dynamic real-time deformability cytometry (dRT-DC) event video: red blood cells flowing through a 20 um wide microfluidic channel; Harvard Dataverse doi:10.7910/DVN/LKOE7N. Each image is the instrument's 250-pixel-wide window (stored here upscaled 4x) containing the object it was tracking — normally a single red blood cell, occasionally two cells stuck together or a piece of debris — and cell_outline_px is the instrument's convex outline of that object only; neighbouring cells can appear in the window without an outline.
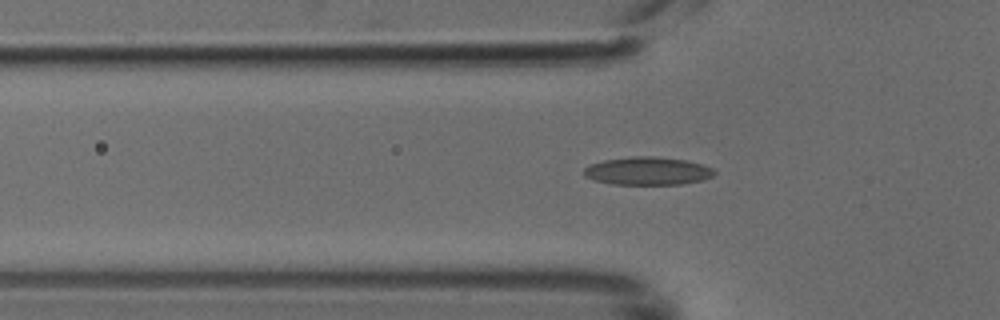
{"species": "common noctule bat (a hibernating species)", "species_latin": "Nyctalus noctula", "temperature_condition": "cold", "stored_images_in_passage": 33, "camera_frame_rate_fps": 3000, "um_per_image_px": 0.085, "animal": {"sex": "male", "body_mass_g": 18.8}, "frame": {"image": 1, "passage_image": 5, "time_ms": 1.333, "image_size_px": [1000, 320], "cell_outline_px": [[716, 172], [712, 176], [704, 180], [680, 184], [612, 184], [596, 180], [584, 176], [584, 168], [588, 164], [604, 160], [632, 156], [652, 156], [684, 160], [700, 164], [712, 168]], "centroid_in_image_um": [55.03, 14.53], "position_along_channel_um": 70.8, "area_um2": 21.15}}
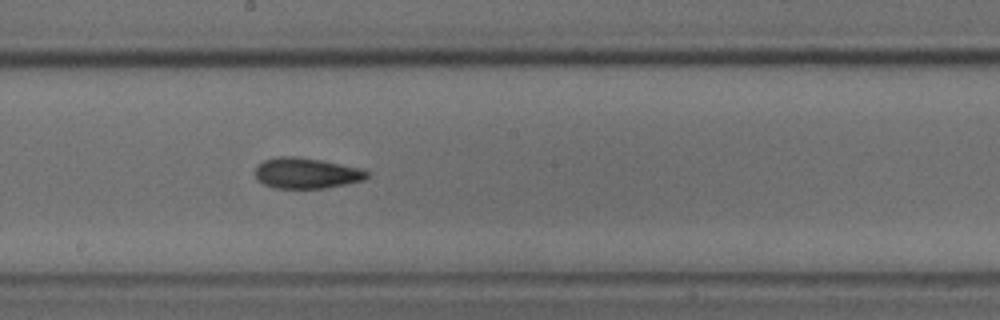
{"frame": {"image": 2, "passage_image": 16, "time_ms": 5.0, "image_size_px": [1000, 320], "cell_outline_px": [[368, 176], [364, 180], [324, 188], [276, 188], [264, 184], [256, 180], [256, 168], [264, 160], [280, 156], [292, 156], [320, 160], [364, 168], [368, 172]], "centroid_in_image_um": [26.06, 14.72], "position_along_channel_um": 222.1, "area_um2": 19.88}}
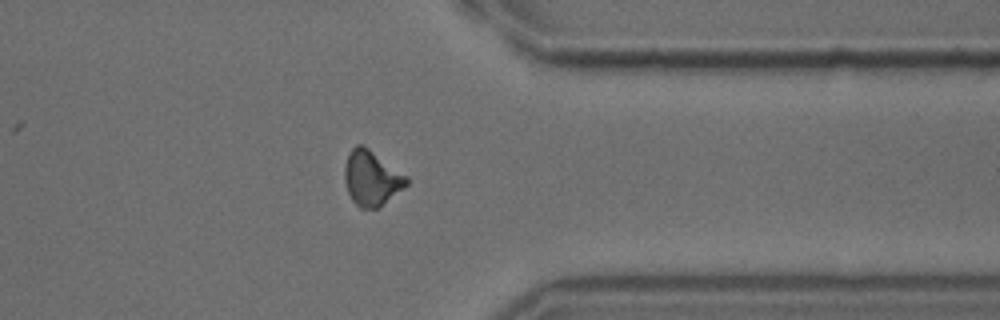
{"frame": {"image": 3, "passage_image": 28, "time_ms": 9.0, "image_size_px": [1000, 320], "cell_outline_px": [[408, 184], [404, 188], [376, 208], [360, 208], [352, 200], [348, 192], [344, 180], [344, 164], [352, 148], [356, 144], [364, 144], [408, 176]], "centroid_in_image_um": [31.57, 15.11], "position_along_channel_um": 379.8, "area_um2": 19.88}}